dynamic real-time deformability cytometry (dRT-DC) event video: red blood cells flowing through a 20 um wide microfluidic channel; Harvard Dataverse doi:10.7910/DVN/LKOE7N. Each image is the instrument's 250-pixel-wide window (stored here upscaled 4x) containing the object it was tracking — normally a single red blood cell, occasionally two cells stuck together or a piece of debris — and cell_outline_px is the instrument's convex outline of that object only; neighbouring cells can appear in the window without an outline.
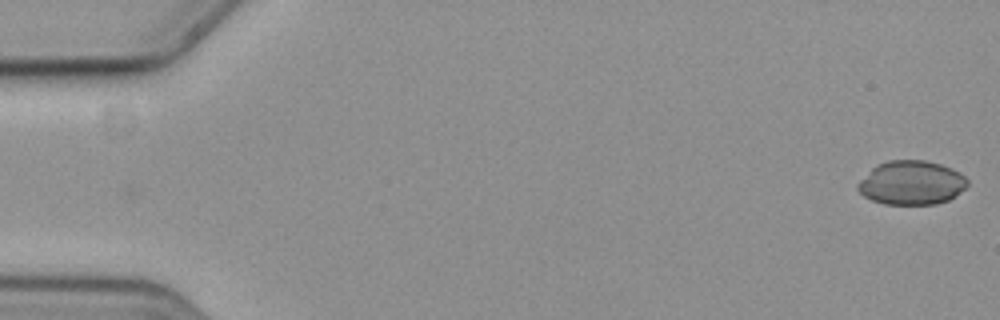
{"species": "common noctule bat (a hibernating species)", "species_latin": "Nyctalus noctula", "temperature_condition": "cold", "stored_images_in_passage": 16, "camera_frame_rate_fps": 3000, "um_per_image_px": 0.085, "animal": {"sex": "female", "body_mass_g": 19.3, "forearm_length_mm": 54.1}, "frame": {"image": 1, "passage_image": 1, "time_ms": 0.0, "image_size_px": [1000, 320], "cell_outline_px": [[968, 184], [964, 188], [948, 200], [936, 204], [884, 204], [872, 200], [864, 196], [856, 188], [856, 184], [876, 164], [888, 160], [924, 160], [940, 164], [952, 168], [960, 172], [968, 180]], "centroid_in_image_um": [77.45, 15.53], "position_along_channel_um": 7.5, "area_um2": 28.09}}
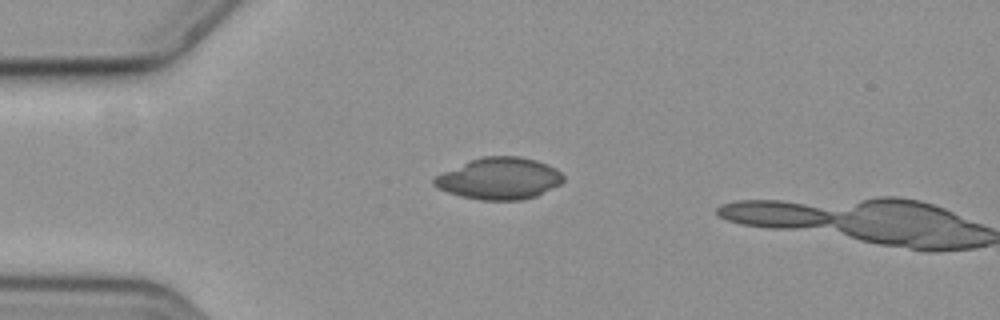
{"frame": {"image": 2, "passage_image": 15, "time_ms": 4.667, "image_size_px": [1000, 320], "cell_outline_px": [[564, 180], [560, 184], [536, 196], [520, 200], [484, 200], [460, 196], [448, 192], [432, 184], [432, 180], [436, 176], [444, 172], [480, 156], [520, 156], [536, 160], [548, 164], [556, 168], [564, 176]], "centroid_in_image_um": [42.47, 15.17], "position_along_channel_um": 42.5, "area_um2": 31.21}}